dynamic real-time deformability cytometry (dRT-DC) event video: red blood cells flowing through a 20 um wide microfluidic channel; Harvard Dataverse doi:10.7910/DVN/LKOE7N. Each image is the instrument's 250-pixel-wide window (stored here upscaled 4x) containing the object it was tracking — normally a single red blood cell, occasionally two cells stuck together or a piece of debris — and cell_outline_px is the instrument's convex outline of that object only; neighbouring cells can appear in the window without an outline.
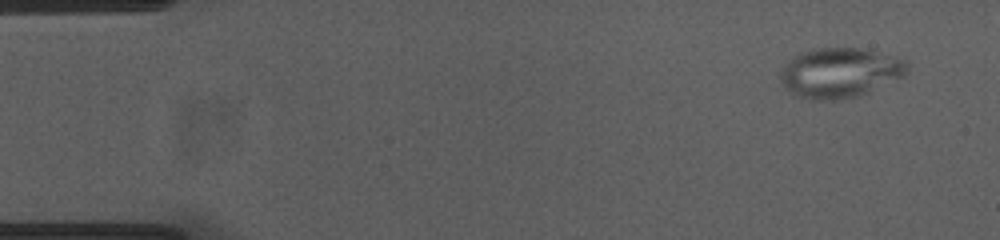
{"species": "common noctule bat (a hibernating species)", "species_latin": "Nyctalus noctula", "temperature_condition": "cold", "stored_images_in_passage": 52, "camera_frame_rate_fps": 3000, "um_per_image_px": 0.085, "animal": {"sex": "female", "body_mass_g": 23.0, "forearm_length_mm": 53.4}, "frame": {"image": 1, "passage_image": 1, "time_ms": 0.0, "image_size_px": [1000, 240], "cell_outline_px": [[908, 68], [904, 76], [868, 92], [856, 96], [836, 100], [808, 100], [796, 96], [784, 88], [780, 80], [780, 68], [796, 52], [812, 48], [860, 48], [896, 56], [908, 60]], "centroid_in_image_um": [71.34, 6.17], "position_along_channel_um": 13.7, "area_um2": 37.45}}
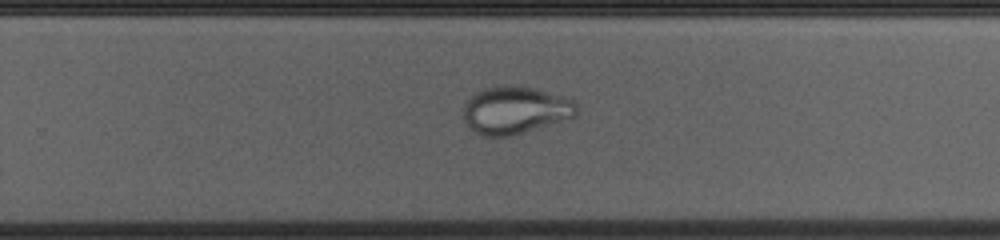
{"frame": {"image": 2, "passage_image": 32, "time_ms": 10.333, "image_size_px": [1000, 240], "cell_outline_px": [[576, 116], [508, 136], [484, 136], [476, 132], [464, 120], [464, 104], [476, 92], [484, 88], [508, 84], [512, 84], [532, 88], [564, 96], [572, 100], [576, 104]], "centroid_in_image_um": [43.77, 9.34], "position_along_channel_um": 286.0, "area_um2": 30.81}}
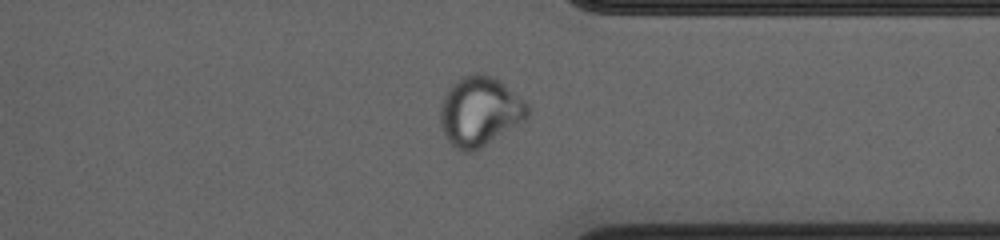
{"frame": {"image": 3, "passage_image": 39, "time_ms": 12.667, "image_size_px": [1000, 240], "cell_outline_px": [[528, 116], [480, 148], [472, 152], [464, 152], [456, 148], [448, 140], [440, 124], [440, 108], [444, 96], [448, 88], [460, 76], [472, 72], [484, 72], [492, 76], [528, 104]], "centroid_in_image_um": [40.72, 9.43], "position_along_channel_um": 370.7, "area_um2": 34.8}}